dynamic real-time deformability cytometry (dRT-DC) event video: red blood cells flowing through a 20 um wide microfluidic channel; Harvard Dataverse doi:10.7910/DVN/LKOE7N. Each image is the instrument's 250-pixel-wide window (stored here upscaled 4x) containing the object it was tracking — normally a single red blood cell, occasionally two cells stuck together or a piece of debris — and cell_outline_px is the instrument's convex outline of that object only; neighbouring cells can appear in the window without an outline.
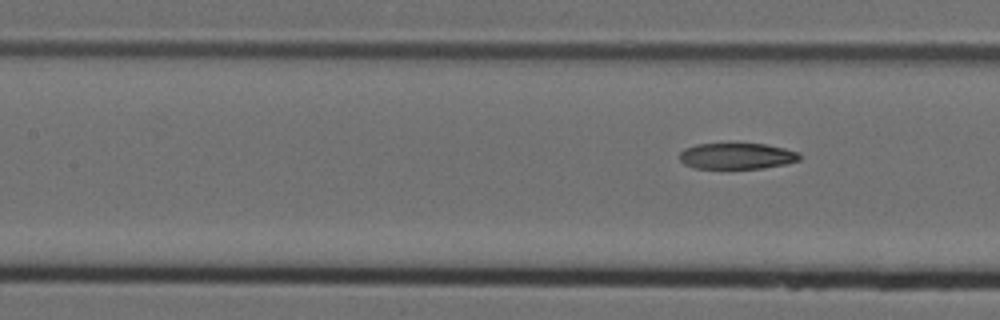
{"species": "Egyptian fruit bat (a non-hibernating species)", "species_latin": "Rousettus aegyptiacus", "temperature_condition": "cold", "stored_images_in_passage": 8, "segment_of_instrument_passage": [2, 2], "camera_frame_rate_fps": 3000, "um_per_image_px": 0.085, "animal": {"sex": "female"}, "frame": {"image": 1, "passage_image": 8, "time_ms": 2.333, "image_size_px": [1000, 320], "cell_outline_px": [[800, 160], [784, 164], [764, 168], [696, 168], [684, 164], [680, 160], [680, 152], [684, 148], [696, 144], [764, 144], [784, 148], [800, 152]], "centroid_in_image_um": [62.63, 13.26], "position_along_channel_um": 144.8, "area_um2": 18.15}}